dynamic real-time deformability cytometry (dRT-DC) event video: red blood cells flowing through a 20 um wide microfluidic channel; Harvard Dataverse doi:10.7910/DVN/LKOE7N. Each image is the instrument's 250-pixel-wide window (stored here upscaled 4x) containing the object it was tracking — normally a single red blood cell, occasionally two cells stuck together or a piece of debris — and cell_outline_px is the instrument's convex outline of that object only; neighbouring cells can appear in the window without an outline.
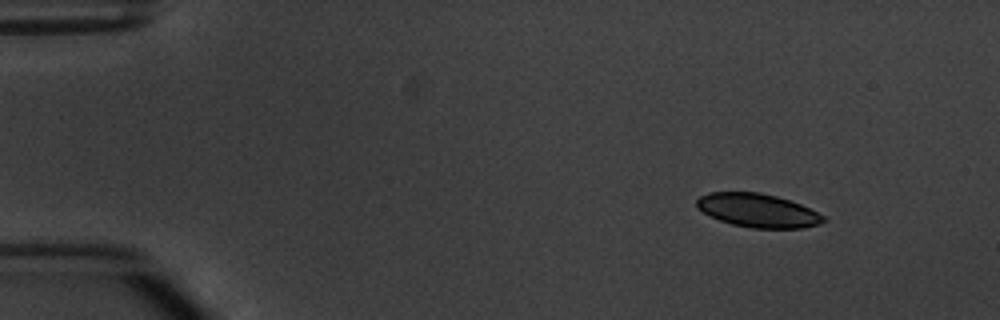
{"species": "common noctule bat (a hibernating species)", "species_latin": "Nyctalus noctula", "temperature_condition": "warm", "stored_images_in_passage": 6, "camera_frame_rate_fps": 3000, "um_per_image_px": 0.085, "animal": {"sex": "male", "body_mass_g": 20.1, "forearm_length_mm": 53.5}, "frame": {"image": 1, "passage_image": 1, "time_ms": 0.0, "image_size_px": [1000, 320], "cell_outline_px": [[828, 220], [820, 224], [800, 228], [752, 228], [732, 224], [720, 220], [696, 208], [696, 200], [700, 196], [708, 192], [760, 192], [776, 196], [800, 204], [824, 216]], "centroid_in_image_um": [64.4, 17.88], "position_along_channel_um": 20.6, "area_um2": 24.68}}
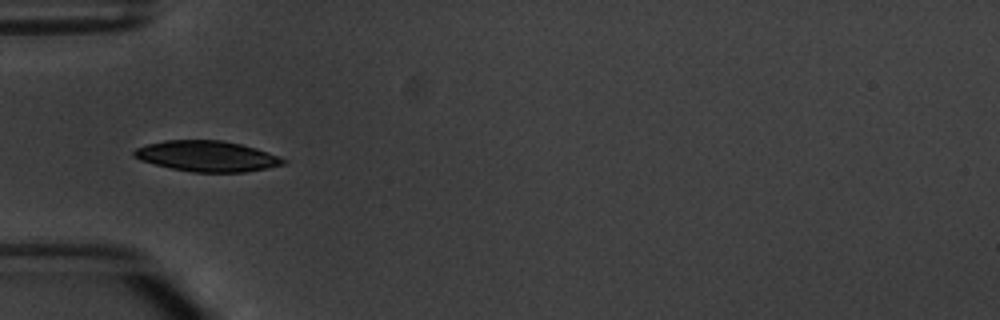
{"frame": {"image": 2, "passage_image": 4, "time_ms": 3.667, "image_size_px": [1000, 320], "cell_outline_px": [[288, 160], [284, 164], [244, 172], [192, 172], [172, 168], [140, 160], [132, 156], [132, 152], [136, 148], [148, 144], [164, 140], [220, 140], [240, 144], [256, 148]], "centroid_in_image_um": [17.56, 13.27], "position_along_channel_um": 67.4, "area_um2": 26.41}}